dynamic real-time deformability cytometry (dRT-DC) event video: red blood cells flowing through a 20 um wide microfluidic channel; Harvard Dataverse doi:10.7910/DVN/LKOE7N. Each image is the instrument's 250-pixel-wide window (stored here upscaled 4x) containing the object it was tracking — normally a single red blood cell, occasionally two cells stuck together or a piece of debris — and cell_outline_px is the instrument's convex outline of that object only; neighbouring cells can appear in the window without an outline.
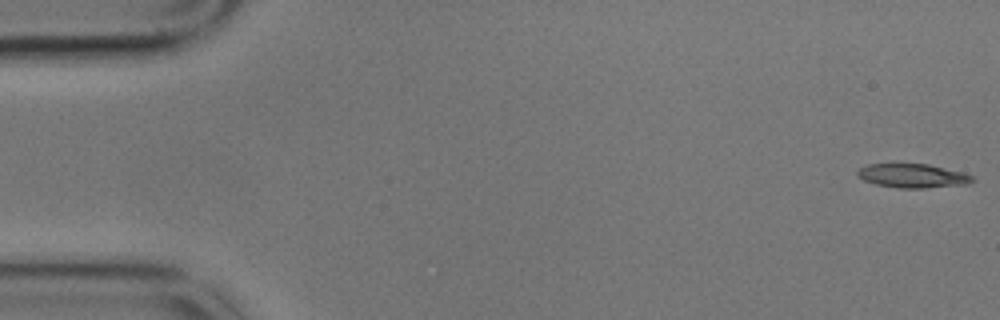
{"species": "common noctule bat (a hibernating species)", "species_latin": "Nyctalus noctula", "temperature_condition": "cold", "stored_images_in_passage": 57, "camera_frame_rate_fps": 3000, "um_per_image_px": 0.085, "animal": {"sex": "male", "body_mass_g": 17.9}, "frame": {"image": 1, "passage_image": 1, "time_ms": 0.0, "image_size_px": [1000, 320], "cell_outline_px": [[976, 180], [968, 184], [924, 188], [896, 188], [876, 184], [864, 180], [856, 176], [856, 172], [860, 168], [868, 164], [928, 164], [964, 172], [972, 176]], "centroid_in_image_um": [77.59, 14.94], "position_along_channel_um": 7.4, "area_um2": 16.13}}
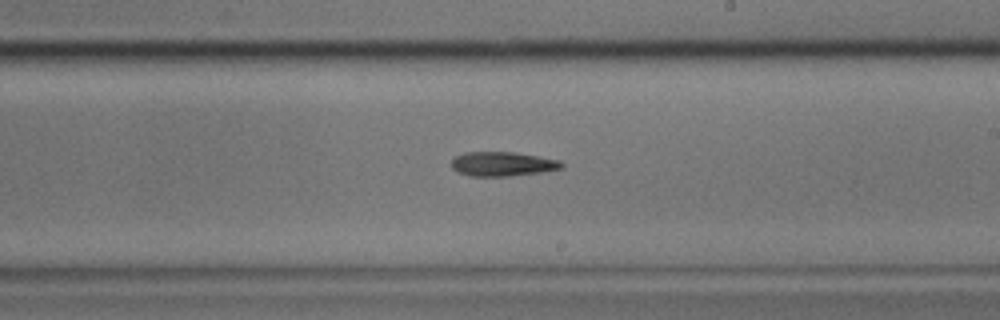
{"frame": {"image": 2, "passage_image": 33, "time_ms": 10.667, "image_size_px": [1000, 320], "cell_outline_px": [[564, 168], [540, 172], [508, 176], [472, 176], [460, 172], [452, 168], [452, 160], [456, 156], [464, 152], [512, 152], [560, 160], [564, 164]], "centroid_in_image_um": [42.73, 13.93], "position_along_channel_um": 246.3, "area_um2": 15.43}}
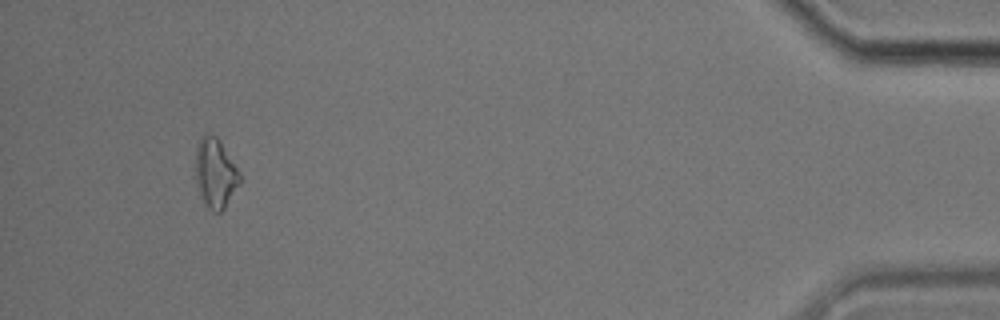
{"frame": {"image": 3, "passage_image": 54, "time_ms": 17.667, "image_size_px": [1000, 320], "cell_outline_px": [[240, 184], [224, 208], [220, 212], [216, 212], [208, 208], [204, 204], [200, 196], [196, 180], [196, 148], [200, 136], [208, 132], [216, 136], [220, 140], [240, 172]], "centroid_in_image_um": [18.3, 14.69], "position_along_channel_um": 416.9, "area_um2": 18.03}}